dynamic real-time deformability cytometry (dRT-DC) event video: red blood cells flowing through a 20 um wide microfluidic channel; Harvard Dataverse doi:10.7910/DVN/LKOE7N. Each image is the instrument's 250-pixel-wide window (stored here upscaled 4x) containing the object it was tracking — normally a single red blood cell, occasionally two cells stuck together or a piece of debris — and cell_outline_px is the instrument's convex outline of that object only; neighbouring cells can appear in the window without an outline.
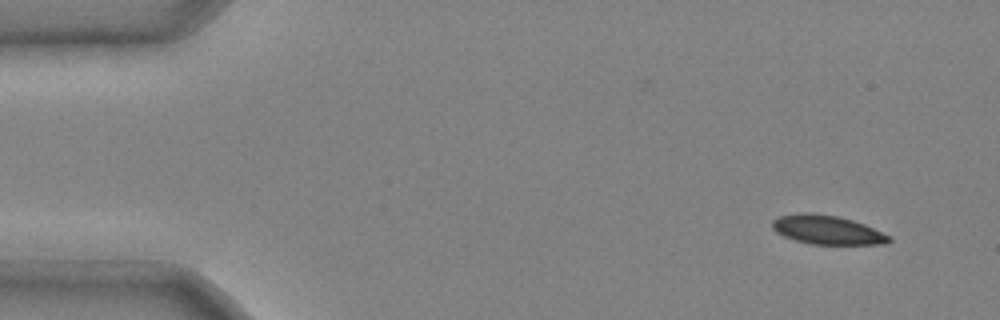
{"species": "common noctule bat (a hibernating species)", "species_latin": "Nyctalus noctula", "temperature_condition": "cold", "stored_images_in_passage": 6, "camera_frame_rate_fps": 3000, "um_per_image_px": 0.085, "animal": {"sex": "male", "body_mass_g": 20.4}, "frame": {"image": 1, "passage_image": 1, "time_ms": 0.0, "image_size_px": [1000, 320], "cell_outline_px": [[892, 240], [884, 244], [812, 244], [796, 240], [784, 236], [776, 232], [772, 228], [772, 220], [780, 216], [800, 212], [812, 212], [836, 216], [852, 220], [864, 224], [888, 236]], "centroid_in_image_um": [70.26, 19.53], "position_along_channel_um": 14.7, "area_um2": 19.48}}
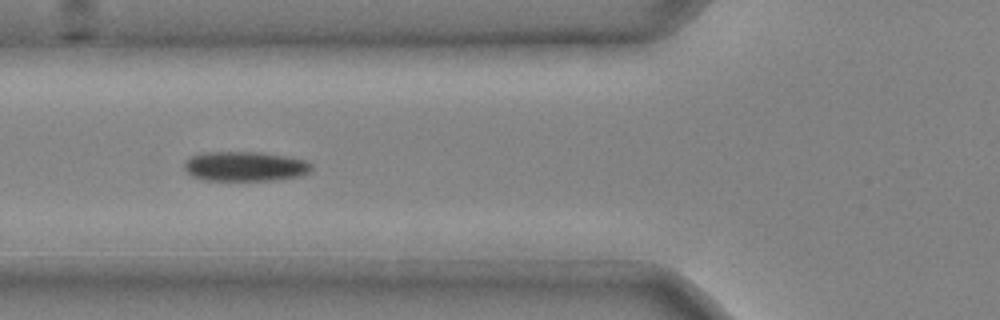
{"frame": {"image": 2, "passage_image": 5, "time_ms": 1.333, "image_size_px": [1000, 320], "cell_outline_px": [[312, 172], [300, 176], [276, 180], [204, 180], [192, 176], [184, 168], [184, 164], [192, 156], [204, 152], [260, 152], [284, 156], [304, 160], [312, 164]], "centroid_in_image_um": [20.86, 14.14], "position_along_channel_um": 104.9, "area_um2": 21.96}}
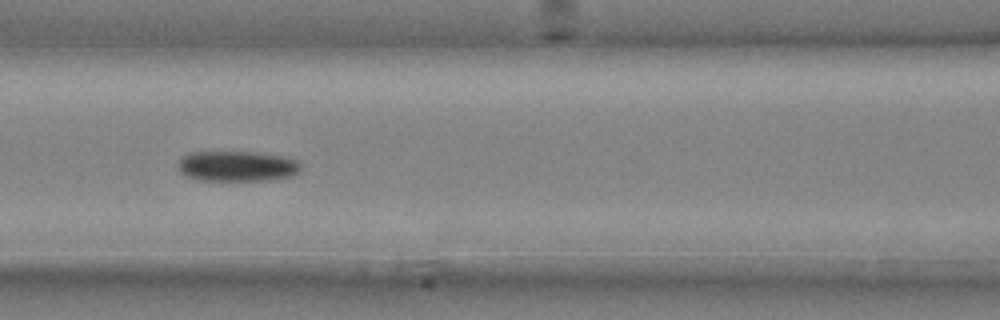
{"frame": {"image": 3, "passage_image": 6, "time_ms": 1.667, "image_size_px": [1000, 320], "cell_outline_px": [[300, 172], [292, 176], [268, 180], [196, 180], [184, 176], [180, 172], [176, 164], [188, 152], [264, 152], [284, 156], [296, 160], [300, 164]], "centroid_in_image_um": [20.14, 14.12], "position_along_channel_um": 146.5, "area_um2": 22.08}}